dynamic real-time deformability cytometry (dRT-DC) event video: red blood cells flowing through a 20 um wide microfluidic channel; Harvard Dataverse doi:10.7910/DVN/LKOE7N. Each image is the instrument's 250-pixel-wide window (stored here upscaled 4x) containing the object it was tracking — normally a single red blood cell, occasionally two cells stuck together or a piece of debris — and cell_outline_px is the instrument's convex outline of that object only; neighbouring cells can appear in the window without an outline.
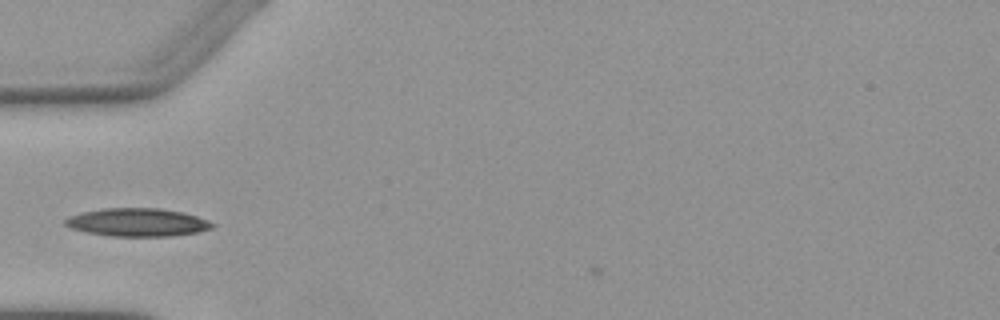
{"species": "Egyptian fruit bat (a non-hibernating species)", "species_latin": "Rousettus aegyptiacus", "temperature_condition": "warm", "stored_images_in_passage": 1, "camera_frame_rate_fps": 3000, "um_per_image_px": 0.085, "animal": {"sex": "female"}, "frame": {"image": 1, "passage_image": 1, "time_ms": 0.0, "image_size_px": [1000, 320], "cell_outline_px": [[216, 224], [212, 228], [196, 232], [172, 236], [112, 236], [88, 232], [72, 228], [64, 224], [64, 220], [68, 216], [80, 212], [104, 208], [156, 208], [180, 212], [196, 216], [208, 220]], "centroid_in_image_um": [11.66, 18.89], "position_along_channel_um": 73.3, "area_um2": 23.93}}